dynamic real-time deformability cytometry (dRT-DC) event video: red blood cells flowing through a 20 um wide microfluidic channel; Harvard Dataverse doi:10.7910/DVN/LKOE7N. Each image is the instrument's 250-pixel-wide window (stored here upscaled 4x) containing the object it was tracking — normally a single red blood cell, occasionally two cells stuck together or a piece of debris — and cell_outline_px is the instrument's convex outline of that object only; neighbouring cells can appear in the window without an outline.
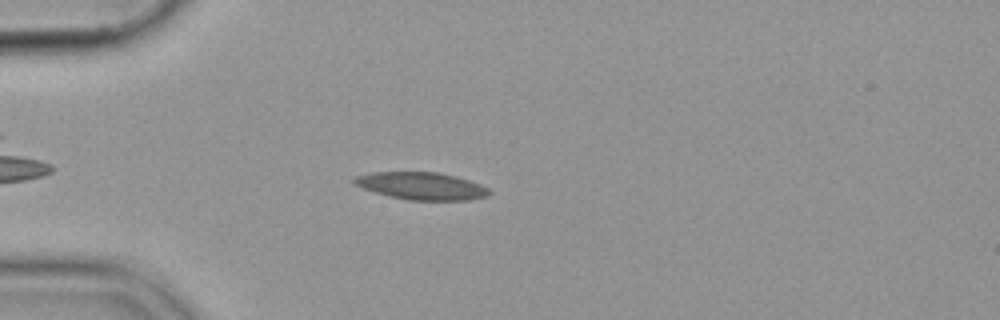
{"species": "common noctule bat (a hibernating species)", "species_latin": "Nyctalus noctula", "temperature_condition": "cold", "stored_images_in_passage": 48, "camera_frame_rate_fps": 3000, "um_per_image_px": 0.085, "animal": {"sex": "female", "body_mass_g": 19.9}, "frame": {"image": 1, "passage_image": 9, "time_ms": 2.667, "image_size_px": [1000, 320], "cell_outline_px": [[492, 192], [488, 196], [468, 200], [408, 200], [388, 196], [352, 184], [352, 180], [356, 176], [372, 172], [436, 172], [456, 176], [480, 184], [488, 188]], "centroid_in_image_um": [35.83, 15.81], "position_along_channel_um": 49.2, "area_um2": 21.56}}
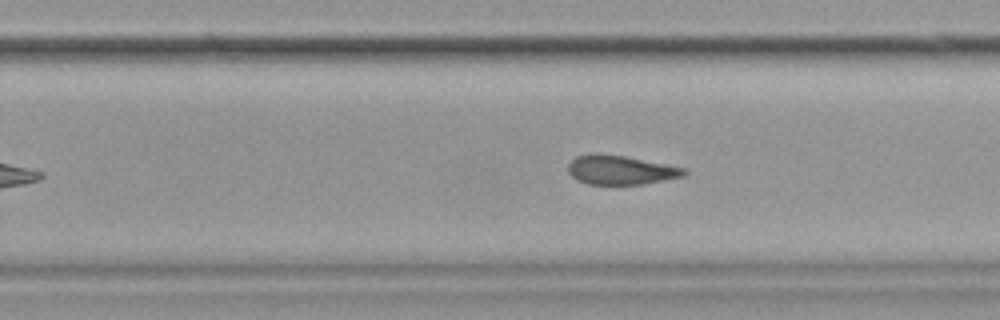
{"frame": {"image": 2, "passage_image": 29, "time_ms": 9.333, "image_size_px": [1000, 320], "cell_outline_px": [[688, 172], [684, 176], [644, 184], [588, 184], [576, 180], [568, 172], [568, 164], [576, 156], [592, 152], [596, 152], [624, 156], [684, 168]], "centroid_in_image_um": [52.7, 14.44], "position_along_channel_um": 277.1, "area_um2": 19.71}}
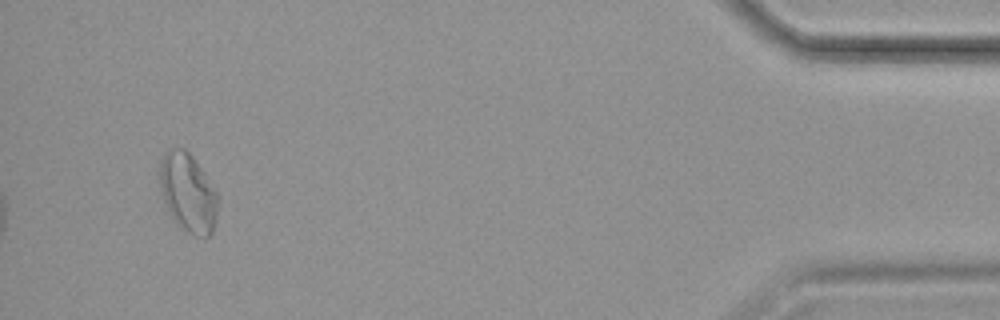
{"frame": {"image": 3, "passage_image": 46, "time_ms": 15.0, "image_size_px": [1000, 320], "cell_outline_px": [[220, 196], [216, 216], [212, 232], [204, 240], [180, 228], [176, 224], [160, 192], [160, 164], [164, 152], [168, 148], [184, 148], [192, 156], [204, 172]], "centroid_in_image_um": [16.0, 16.39], "position_along_channel_um": 419.2, "area_um2": 26.93}}